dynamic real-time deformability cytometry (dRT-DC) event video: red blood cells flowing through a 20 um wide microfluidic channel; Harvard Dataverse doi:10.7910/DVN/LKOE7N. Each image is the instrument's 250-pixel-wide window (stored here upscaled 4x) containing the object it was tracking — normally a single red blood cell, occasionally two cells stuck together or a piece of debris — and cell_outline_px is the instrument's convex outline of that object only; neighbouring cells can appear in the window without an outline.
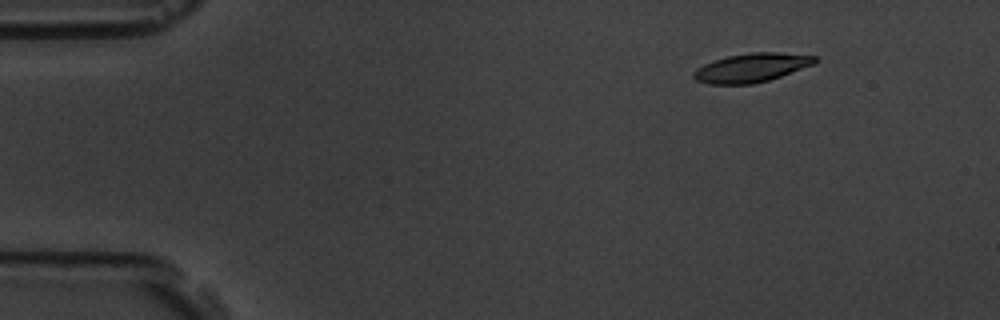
{"species": "common noctule bat (a hibernating species)", "species_latin": "Nyctalus noctula", "temperature_condition": "room temperature", "stored_images_in_passage": 7, "camera_frame_rate_fps": 3000, "um_per_image_px": 0.085, "animal": {"sex": "male", "body_mass_g": 19.5, "forearm_length_mm": 54.6}, "frame": {"image": 1, "passage_image": 3, "time_ms": 2.333, "image_size_px": [1000, 320], "cell_outline_px": [[816, 60], [812, 64], [780, 76], [768, 80], [752, 84], [708, 84], [696, 80], [692, 76], [692, 72], [696, 68], [704, 64], [728, 56], [748, 52], [780, 52], [816, 56]], "centroid_in_image_um": [63.82, 5.75], "position_along_channel_um": 21.2, "area_um2": 20.17}}
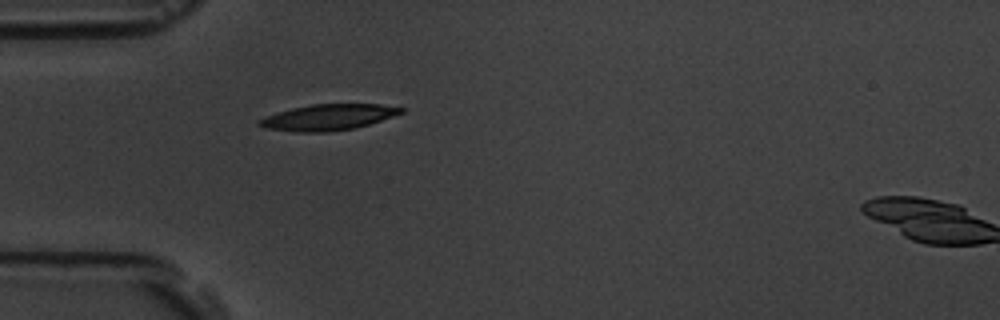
{"frame": {"image": 2, "passage_image": 6, "time_ms": 5.667, "image_size_px": [1000, 320], "cell_outline_px": [[404, 112], [356, 128], [328, 132], [296, 132], [264, 128], [256, 124], [256, 120], [292, 108], [312, 104], [380, 104], [404, 108]], "centroid_in_image_um": [27.87, 9.97], "position_along_channel_um": 57.1, "area_um2": 21.33}}